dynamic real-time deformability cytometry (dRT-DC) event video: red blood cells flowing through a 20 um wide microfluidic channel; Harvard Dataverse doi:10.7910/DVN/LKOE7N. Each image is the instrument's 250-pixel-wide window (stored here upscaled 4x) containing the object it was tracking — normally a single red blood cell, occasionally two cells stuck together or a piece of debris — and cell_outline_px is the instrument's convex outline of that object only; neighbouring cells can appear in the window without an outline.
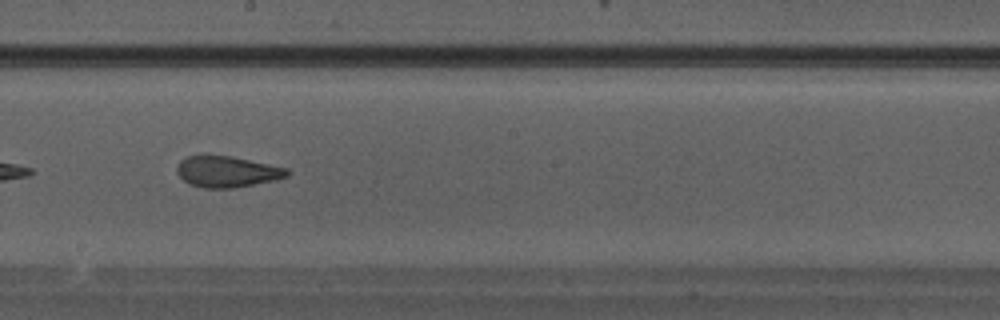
{"species": "Egyptian fruit bat (a non-hibernating species)", "species_latin": "Rousettus aegyptiacus", "temperature_condition": "warm", "stored_images_in_passage": 27, "camera_frame_rate_fps": 3000, "um_per_image_px": 0.085, "animal": {"sex": "male"}, "frame": {"image": 1, "passage_image": 12, "time_ms": 3.667, "image_size_px": [1000, 320], "cell_outline_px": [[292, 172], [288, 176], [276, 180], [232, 188], [204, 188], [192, 184], [184, 180], [176, 172], [176, 168], [180, 160], [188, 156], [232, 156], [288, 168]], "centroid_in_image_um": [19.34, 14.59], "position_along_channel_um": 228.9, "area_um2": 19.88}}